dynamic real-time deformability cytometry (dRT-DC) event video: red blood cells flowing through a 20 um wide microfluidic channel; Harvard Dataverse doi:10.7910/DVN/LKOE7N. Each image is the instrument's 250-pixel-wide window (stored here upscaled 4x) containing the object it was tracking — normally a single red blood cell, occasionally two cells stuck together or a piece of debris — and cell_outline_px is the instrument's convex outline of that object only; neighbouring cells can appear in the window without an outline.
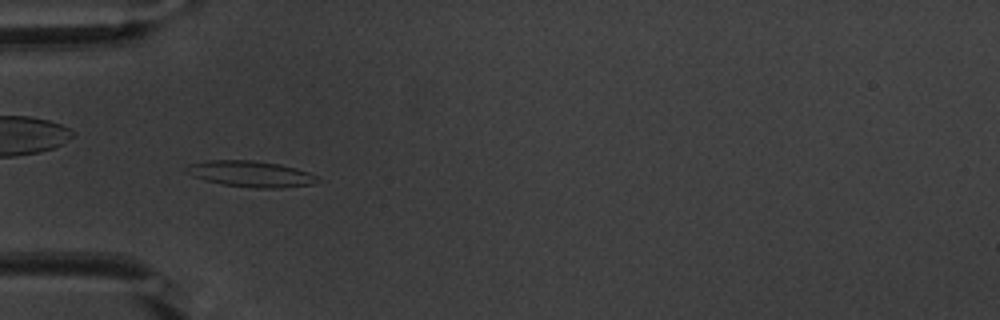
{"species": "common noctule bat (a hibernating species)", "species_latin": "Nyctalus noctula", "temperature_condition": "warm", "stored_images_in_passage": 52, "camera_frame_rate_fps": 3000, "um_per_image_px": 0.085, "animal": {"sex": "male", "body_mass_g": 20.1, "forearm_length_mm": 53.5}, "frame": {"image": 1, "passage_image": 16, "time_ms": 5.0, "image_size_px": [1000, 320], "cell_outline_px": [[320, 180], [312, 184], [280, 188], [256, 188], [224, 184], [204, 180], [184, 172], [184, 164], [204, 160], [252, 160], [280, 164], [296, 168], [320, 176]], "centroid_in_image_um": [21.27, 14.77], "position_along_channel_um": 63.7, "area_um2": 20.17}}
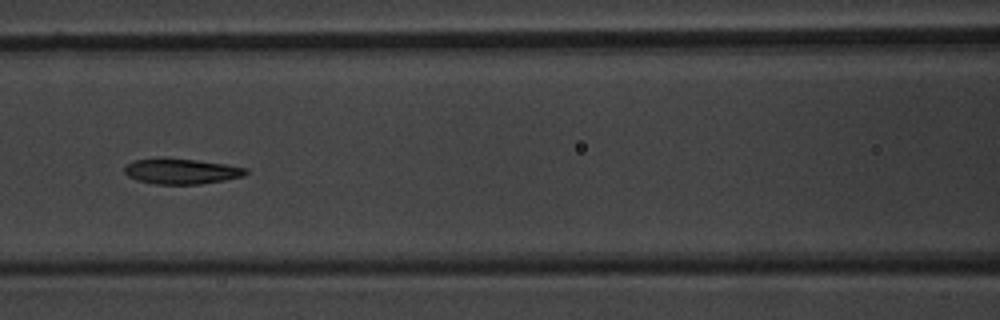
{"frame": {"image": 2, "passage_image": 23, "time_ms": 7.333, "image_size_px": [1000, 320], "cell_outline_px": [[248, 172], [244, 176], [224, 180], [200, 184], [156, 184], [136, 180], [128, 176], [124, 172], [124, 168], [128, 164], [136, 160], [160, 156], [196, 160], [224, 164], [248, 168]], "centroid_in_image_um": [15.4, 14.54], "position_along_channel_um": 151.2, "area_um2": 18.21}, "authors_computed_cell_mechanics": {"area_um2": 18.9006, "velocity_mm_per_s": 3.8072, "shape_relaxation_time_tau1_ms": 3.1621, "shape_relaxation_time_tau2_ms": 1.7969, "deformation_change_tau1": 0.1322, "deformation_change_tau2": 0.0738}}